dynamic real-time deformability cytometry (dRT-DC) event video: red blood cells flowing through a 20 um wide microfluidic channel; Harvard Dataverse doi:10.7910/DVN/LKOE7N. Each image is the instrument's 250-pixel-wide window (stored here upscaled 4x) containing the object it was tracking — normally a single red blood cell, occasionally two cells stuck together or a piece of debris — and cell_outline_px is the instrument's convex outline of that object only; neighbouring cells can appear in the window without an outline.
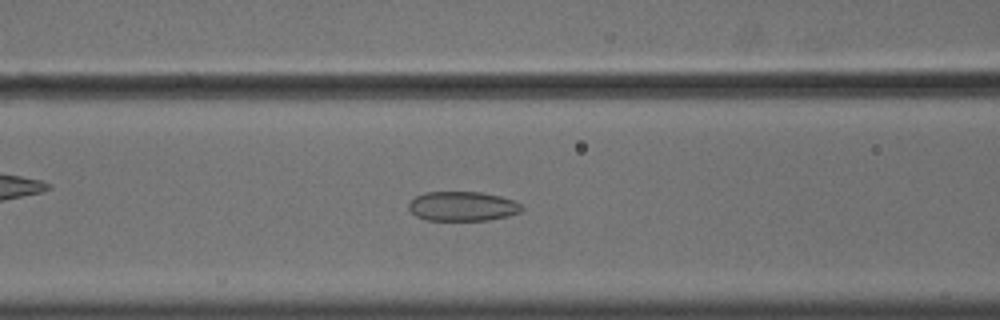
{"species": "common noctule bat (a hibernating species)", "species_latin": "Nyctalus noctula", "temperature_condition": "cold", "stored_images_in_passage": 47, "camera_frame_rate_fps": 3000, "um_per_image_px": 0.085, "animal": {"sex": "male", "body_mass_g": 18.8}, "frame": {"image": 1, "passage_image": 15, "time_ms": 4.667, "image_size_px": [1000, 320], "cell_outline_px": [[524, 208], [520, 212], [508, 216], [488, 220], [428, 220], [416, 216], [408, 208], [408, 204], [416, 196], [424, 192], [480, 192], [500, 196], [512, 200], [520, 204]], "centroid_in_image_um": [39.31, 17.53], "position_along_channel_um": 127.3, "area_um2": 19.36}}
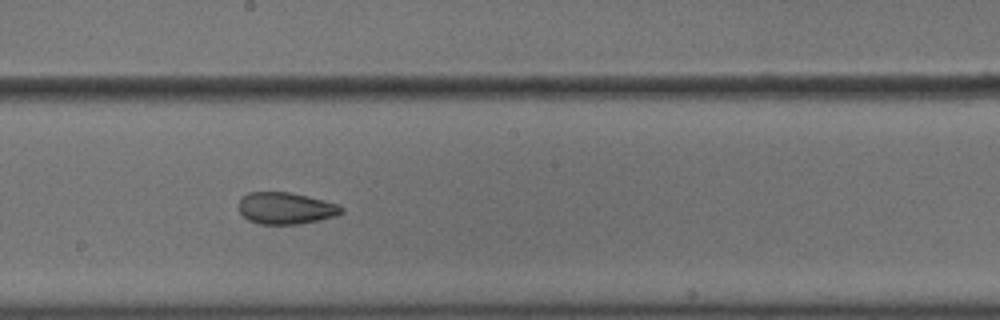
{"frame": {"image": 2, "passage_image": 23, "time_ms": 7.333, "image_size_px": [1000, 320], "cell_outline_px": [[344, 212], [336, 216], [296, 224], [260, 224], [248, 220], [236, 208], [240, 200], [248, 192], [292, 192], [324, 200], [336, 204], [344, 208]], "centroid_in_image_um": [24.27, 17.69], "position_along_channel_um": 223.9, "area_um2": 19.02}}
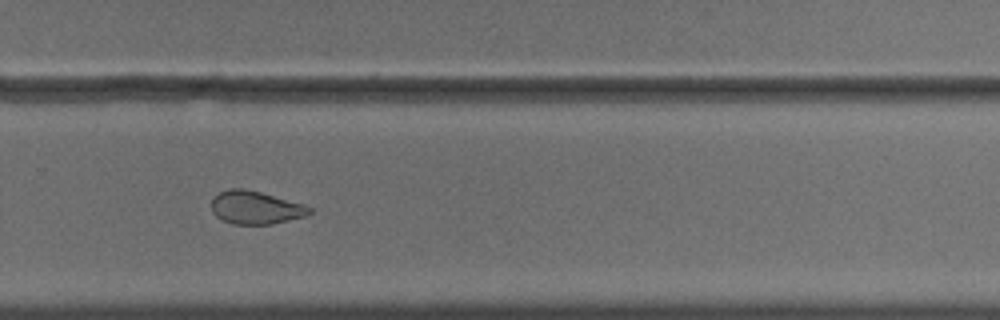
{"frame": {"image": 3, "passage_image": 30, "time_ms": 9.667, "image_size_px": [1000, 320], "cell_outline_px": [[312, 212], [304, 216], [272, 224], [232, 224], [220, 220], [212, 212], [212, 200], [220, 192], [228, 188], [244, 188], [260, 192], [304, 204], [312, 208]], "centroid_in_image_um": [21.7, 17.65], "position_along_channel_um": 308.1, "area_um2": 18.84}, "authors_computed_cell_mechanics": {"area_um2": 21.386, "velocity_mm_per_s": 3.6197, "shape_relaxation_time_tau1_ms": null, "shape_relaxation_time_tau2_ms": 2.2298, "deformation_change_tau1": null, "deformation_change_tau2": 0.0799}}